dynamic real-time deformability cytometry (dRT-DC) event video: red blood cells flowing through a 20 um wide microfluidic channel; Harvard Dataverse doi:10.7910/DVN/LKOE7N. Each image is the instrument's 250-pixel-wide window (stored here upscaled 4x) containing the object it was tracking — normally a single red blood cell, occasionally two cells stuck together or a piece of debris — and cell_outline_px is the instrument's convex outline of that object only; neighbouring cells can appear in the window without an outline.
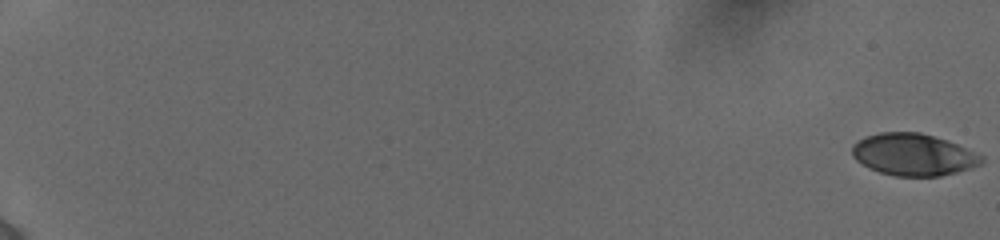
{"species": "human", "species_latin": "Homo sapiens", "temperature_condition": "cold", "stored_images_in_passage": 57, "camera_frame_rate_fps": 3000, "um_per_image_px": 0.085, "donor": {"sex": "female"}, "frame": {"image": 1, "passage_image": 1, "time_ms": 0.0, "image_size_px": [1000, 240], "cell_outline_px": [[984, 160], [980, 164], [972, 168], [940, 176], [896, 176], [880, 172], [868, 168], [856, 160], [852, 156], [852, 144], [864, 136], [880, 132], [920, 132], [956, 144], [984, 156]], "centroid_in_image_um": [77.6, 13.14], "position_along_channel_um": 7.4, "area_um2": 31.62}}
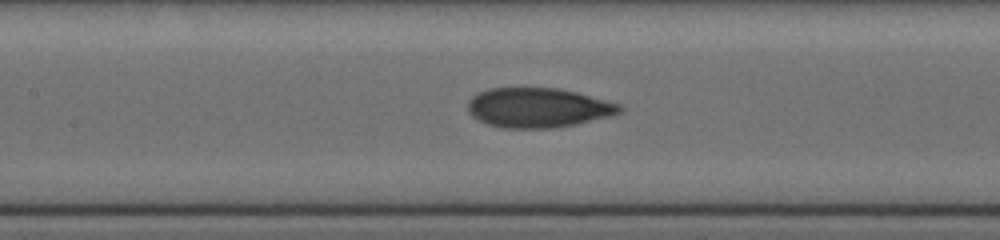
{"frame": {"image": 2, "passage_image": 31, "time_ms": 10.0, "image_size_px": [1000, 240], "cell_outline_px": [[624, 108], [620, 112], [612, 116], [576, 124], [552, 128], [504, 128], [488, 124], [472, 116], [468, 112], [468, 100], [472, 96], [488, 88], [556, 88], [576, 92], [620, 104]], "centroid_in_image_um": [45.74, 9.16], "position_along_channel_um": 161.7, "area_um2": 35.03}}
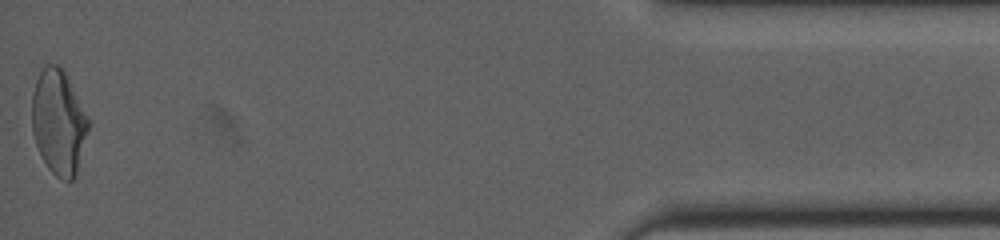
{"frame": {"image": 3, "passage_image": 57, "time_ms": 18.667, "image_size_px": [1000, 240], "cell_outline_px": [[88, 128], [76, 176], [72, 180], [68, 180], [56, 176], [48, 168], [36, 144], [32, 132], [32, 92], [36, 80], [40, 72], [48, 64], [56, 64], [64, 72], [88, 116]], "centroid_in_image_um": [4.97, 10.39], "position_along_channel_um": 430.2, "area_um2": 33.87}, "authors_computed_cell_mechanics": {"area_um2": 34.3332, "velocity_mm_per_s": 3.8807, "shape_relaxation_time_tau1_ms": 6.6011, "shape_relaxation_time_tau2_ms": 1.2095, "deformation_change_tau1": 0.1784, "deformation_change_tau2": 0.0727}}